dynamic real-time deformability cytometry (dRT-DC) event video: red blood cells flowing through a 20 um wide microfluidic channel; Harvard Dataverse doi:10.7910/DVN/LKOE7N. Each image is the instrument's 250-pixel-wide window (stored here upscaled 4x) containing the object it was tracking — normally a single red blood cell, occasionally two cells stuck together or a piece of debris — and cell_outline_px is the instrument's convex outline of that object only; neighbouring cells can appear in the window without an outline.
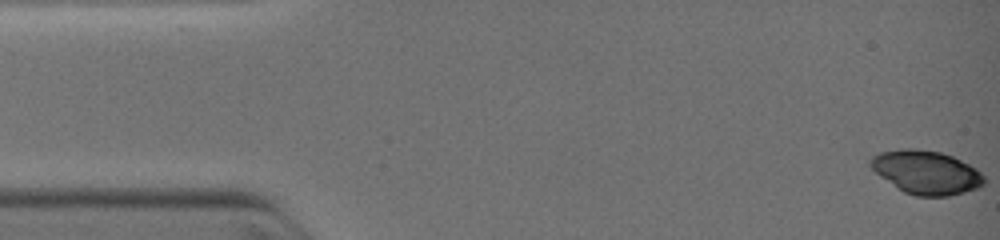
{"species": "common noctule bat (a hibernating species)", "species_latin": "Nyctalus noctula", "temperature_condition": "warm", "stored_images_in_passage": 31, "camera_frame_rate_fps": 3000, "um_per_image_px": 0.085, "animal": {"sex": "female", "body_mass_g": 19.0, "forearm_length_mm": 51.5}, "frame": {"image": 1, "passage_image": 1, "time_ms": 0.0, "image_size_px": [1000, 240], "cell_outline_px": [[984, 184], [976, 188], [964, 192], [948, 196], [916, 196], [904, 192], [880, 176], [868, 164], [868, 160], [872, 156], [880, 152], [900, 148], [912, 148], [940, 152], [952, 156], [976, 168], [984, 176]], "centroid_in_image_um": [78.7, 14.64], "position_along_channel_um": 6.3, "area_um2": 28.73}}